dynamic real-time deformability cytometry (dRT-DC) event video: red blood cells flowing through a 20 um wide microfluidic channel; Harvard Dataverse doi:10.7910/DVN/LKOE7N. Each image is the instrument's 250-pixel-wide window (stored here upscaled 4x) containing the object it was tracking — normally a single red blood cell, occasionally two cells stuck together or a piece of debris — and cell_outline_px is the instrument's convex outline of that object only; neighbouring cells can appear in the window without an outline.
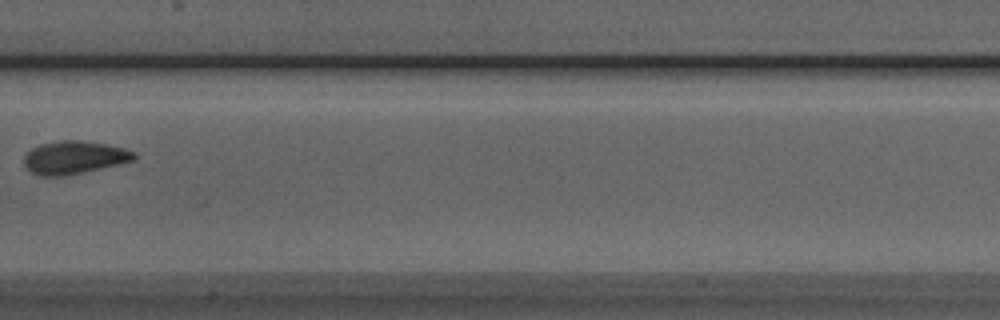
{"species": "Egyptian fruit bat (a non-hibernating species)", "species_latin": "Rousettus aegyptiacus", "temperature_condition": "room temperature", "stored_images_in_passage": 6, "camera_frame_rate_fps": 3000, "um_per_image_px": 0.085, "animal": {"sex": "male"}, "frame": {"image": 1, "passage_image": 5, "time_ms": 1.333, "image_size_px": [1000, 320], "cell_outline_px": [[136, 156], [132, 160], [120, 164], [64, 176], [40, 176], [24, 168], [24, 156], [32, 148], [40, 144], [60, 140], [80, 140], [104, 144], [124, 148], [136, 152]], "centroid_in_image_um": [6.27, 13.39], "position_along_channel_um": 201.1, "area_um2": 21.1}}
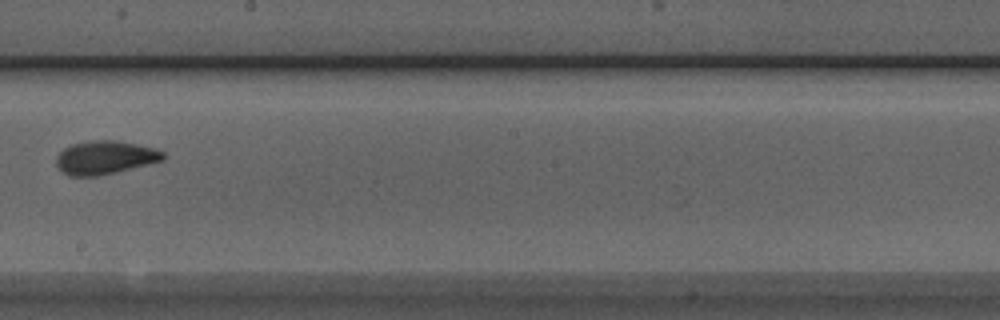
{"frame": {"image": 2, "passage_image": 6, "time_ms": 1.667, "image_size_px": [1000, 320], "cell_outline_px": [[164, 160], [96, 176], [68, 176], [56, 164], [56, 156], [64, 148], [72, 144], [92, 140], [116, 140], [156, 148], [164, 152]], "centroid_in_image_um": [8.92, 13.37], "position_along_channel_um": 239.3, "area_um2": 20.58}}